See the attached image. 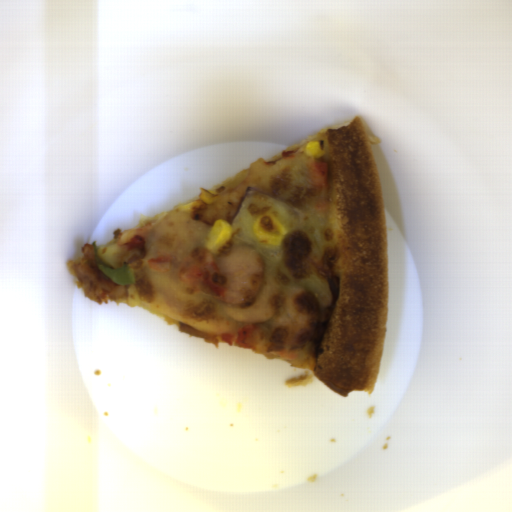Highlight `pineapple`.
Wrapping results in <instances>:
<instances>
[{
  "mask_svg": "<svg viewBox=\"0 0 512 512\" xmlns=\"http://www.w3.org/2000/svg\"><path fill=\"white\" fill-rule=\"evenodd\" d=\"M128 247L125 244L101 246L96 249L97 256L111 268L125 266Z\"/></svg>",
  "mask_w": 512,
  "mask_h": 512,
  "instance_id": "pineapple-1",
  "label": "pineapple"
}]
</instances>
